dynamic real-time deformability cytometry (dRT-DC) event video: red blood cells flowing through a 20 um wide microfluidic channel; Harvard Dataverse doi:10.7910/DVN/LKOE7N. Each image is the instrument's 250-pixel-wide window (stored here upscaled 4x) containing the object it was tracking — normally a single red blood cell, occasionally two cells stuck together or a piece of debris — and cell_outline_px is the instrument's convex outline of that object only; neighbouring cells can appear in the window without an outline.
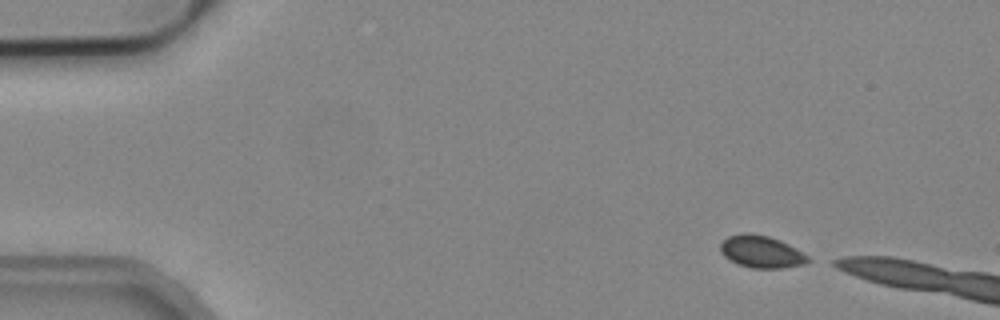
{"species": "common noctule bat (a hibernating species)", "species_latin": "Nyctalus noctula", "temperature_condition": "cold", "stored_images_in_passage": 4, "camera_frame_rate_fps": 3000, "um_per_image_px": 0.085, "animal": {"sex": "male", "body_mass_g": 19.2, "forearm_length_mm": 51.8}, "frame": {"image": 1, "passage_image": 1, "time_ms": 0.0, "image_size_px": [1000, 320], "cell_outline_px": [[812, 260], [804, 264], [780, 268], [752, 268], [740, 264], [724, 256], [720, 252], [720, 244], [728, 236], [768, 236], [780, 240], [796, 248], [808, 256]], "centroid_in_image_um": [64.77, 21.44], "position_along_channel_um": 20.2, "area_um2": 15.72}}